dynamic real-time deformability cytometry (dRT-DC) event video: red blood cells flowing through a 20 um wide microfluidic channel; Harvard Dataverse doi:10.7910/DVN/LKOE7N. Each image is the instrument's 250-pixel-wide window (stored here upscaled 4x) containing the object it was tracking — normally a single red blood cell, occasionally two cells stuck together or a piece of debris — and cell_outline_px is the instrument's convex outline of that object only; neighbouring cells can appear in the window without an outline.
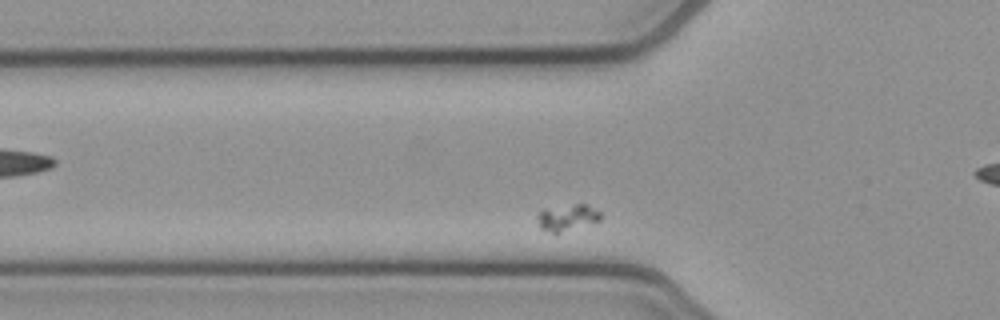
{"species": "common noctule bat (a hibernating species)", "species_latin": "Nyctalus noctula", "temperature_condition": "cold", "stored_images_in_passage": 37, "camera_frame_rate_fps": 3000, "um_per_image_px": 0.085, "animal": {"sex": "female", "body_mass_g": 21.9}, "frame": {"image": 1, "passage_image": 9, "time_ms": 2.667, "image_size_px": [1000, 320], "cell_outline_px": [[600, 220], [556, 236], [540, 228], [536, 216], [544, 208], [576, 204], [584, 204], [600, 212]], "centroid_in_image_um": [48.16, 18.54], "position_along_channel_um": 77.6, "area_um2": 10.0}}